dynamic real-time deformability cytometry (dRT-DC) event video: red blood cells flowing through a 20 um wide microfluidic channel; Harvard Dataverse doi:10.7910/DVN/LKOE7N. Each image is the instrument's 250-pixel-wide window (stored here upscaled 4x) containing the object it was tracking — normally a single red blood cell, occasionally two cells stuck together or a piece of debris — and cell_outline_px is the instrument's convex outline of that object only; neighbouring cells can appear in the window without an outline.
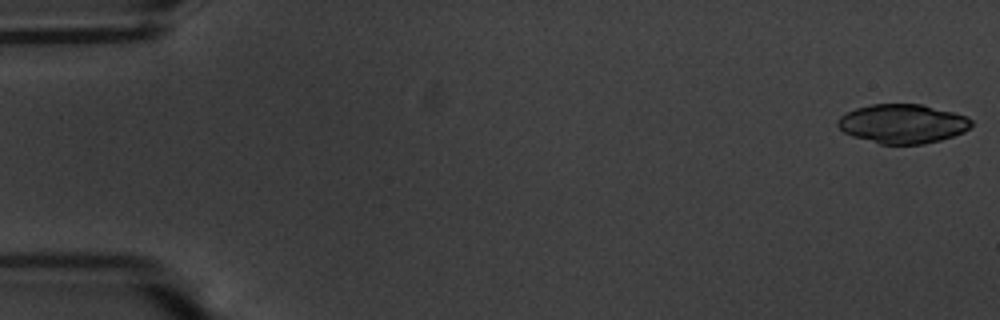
{"species": "common noctule bat (a hibernating species)", "species_latin": "Nyctalus noctula", "temperature_condition": "warm", "stored_images_in_passage": 55, "camera_frame_rate_fps": 3000, "um_per_image_px": 0.085, "animal": {"sex": "male", "body_mass_g": 20.1, "forearm_length_mm": 53.5}, "frame": {"image": 1, "passage_image": 1, "time_ms": 0.0, "image_size_px": [1000, 320], "cell_outline_px": [[972, 124], [964, 132], [940, 140], [924, 144], [880, 144], [852, 136], [844, 132], [836, 124], [836, 120], [840, 116], [856, 108], [872, 104], [920, 104], [968, 116], [972, 120]], "centroid_in_image_um": [76.71, 10.52], "position_along_channel_um": 8.3, "area_um2": 30.4}}
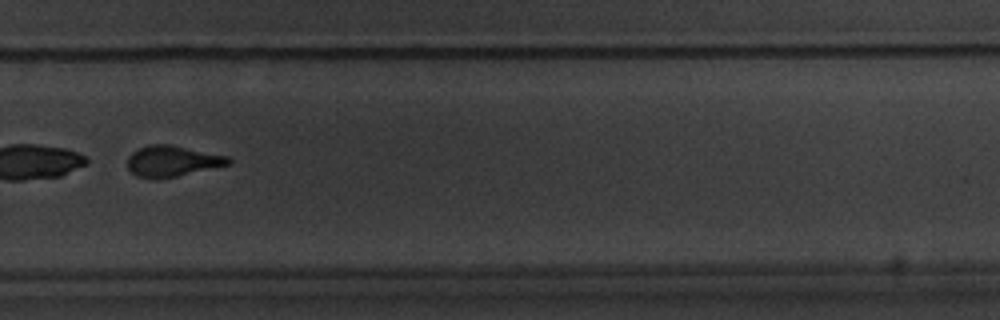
{"frame": {"image": 2, "passage_image": 39, "time_ms": 12.667, "image_size_px": [1000, 320], "cell_outline_px": [[232, 164], [176, 176], [156, 180], [136, 176], [128, 168], [128, 156], [132, 152], [148, 144], [168, 144], [228, 156], [232, 160]], "centroid_in_image_um": [14.64, 13.7], "position_along_channel_um": 315.2, "area_um2": 18.21}}